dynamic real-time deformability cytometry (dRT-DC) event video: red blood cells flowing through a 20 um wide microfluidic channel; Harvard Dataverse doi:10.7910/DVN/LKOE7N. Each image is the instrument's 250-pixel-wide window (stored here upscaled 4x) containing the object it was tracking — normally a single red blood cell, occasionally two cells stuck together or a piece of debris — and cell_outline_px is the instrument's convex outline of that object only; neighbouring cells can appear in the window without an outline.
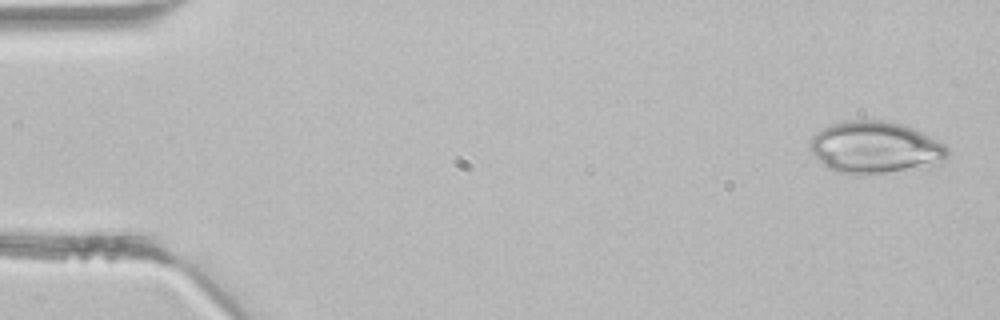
{"species": "common noctule bat (a hibernating species)", "species_latin": "Nyctalus noctula", "temperature_condition": "room temperature", "stored_images_in_passage": 3, "camera_frame_rate_fps": 3000, "um_per_image_px": 0.085, "animal": {"sex": "male", "body_mass_g": 21.5, "forearm_length_mm": 52.0}, "frame": {"image": 1, "passage_image": 1, "time_ms": 0.0, "image_size_px": [1000, 320], "cell_outline_px": [[948, 156], [944, 160], [936, 164], [884, 172], [840, 172], [828, 168], [808, 148], [808, 140], [816, 132], [832, 124], [844, 120], [888, 120], [904, 124], [944, 144], [948, 148]], "centroid_in_image_um": [74.36, 12.48], "position_along_channel_um": 10.6, "area_um2": 40.86}}